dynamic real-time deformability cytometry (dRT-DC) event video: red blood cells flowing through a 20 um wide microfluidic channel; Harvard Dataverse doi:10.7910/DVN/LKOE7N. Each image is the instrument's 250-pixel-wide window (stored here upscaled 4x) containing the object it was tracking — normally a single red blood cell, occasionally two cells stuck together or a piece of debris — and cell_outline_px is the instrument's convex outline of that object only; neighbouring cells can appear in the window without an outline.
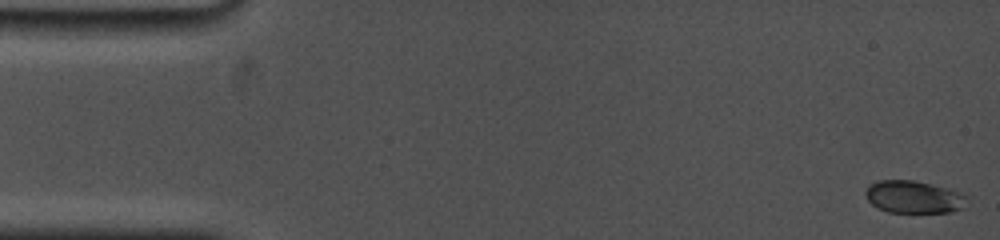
{"species": "common noctule bat (a hibernating species)", "species_latin": "Nyctalus noctula", "temperature_condition": "cold", "stored_images_in_passage": 16, "camera_frame_rate_fps": 5000, "um_per_image_px": 0.085, "animal": {"sex": "female", "body_mass_g": 19.0, "forearm_length_mm": 53.3}, "frame": {"image": 1, "passage_image": 1, "time_ms": 0.0, "image_size_px": [1000, 240], "cell_outline_px": [[968, 196], [964, 208], [952, 212], [888, 212], [876, 208], [868, 200], [864, 192], [868, 184], [880, 180], [912, 180], [932, 184], [960, 192]], "centroid_in_image_um": [77.65, 16.74], "position_along_channel_um": 7.3, "area_um2": 19.36}}
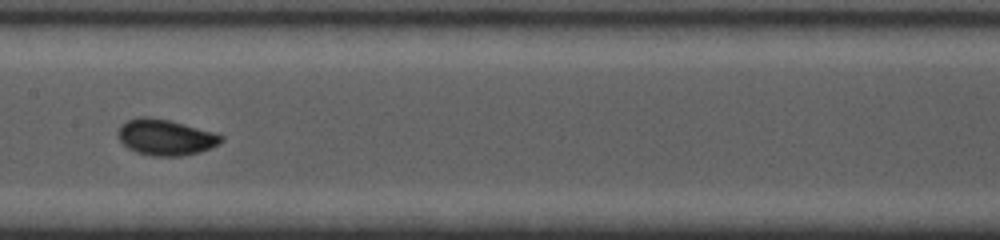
{"frame": {"image": 2, "passage_image": 9, "time_ms": 8.4, "image_size_px": [1000, 240], "cell_outline_px": [[224, 140], [220, 144], [200, 152], [180, 156], [152, 156], [136, 152], [128, 148], [116, 136], [116, 132], [120, 124], [128, 120], [140, 116], [148, 116], [168, 120], [212, 132], [224, 136]], "centroid_in_image_um": [14.03, 11.67], "position_along_channel_um": 193.4, "area_um2": 21.68}}
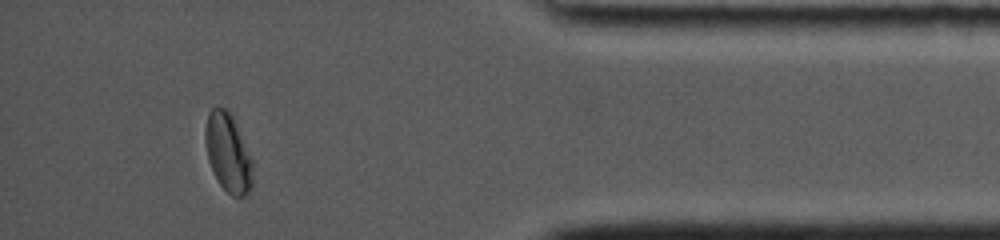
{"frame": {"image": 3, "passage_image": 15, "time_ms": 15.0, "image_size_px": [1000, 240], "cell_outline_px": [[252, 192], [244, 196], [232, 196], [220, 184], [208, 160], [204, 140], [204, 132], [208, 112], [216, 104], [232, 112], [236, 120], [252, 160]], "centroid_in_image_um": [19.39, 12.93], "position_along_channel_um": 415.8, "area_um2": 22.14}, "authors_computed_cell_mechanics": {"area_um2": 19.9988, "velocity_mm_per_s": 3.7575, "shape_relaxation_time_tau1_ms": 3.7382, "shape_relaxation_time_tau2_ms": null, "deformation_change_tau1": 0.1202, "deformation_change_tau2": null}}